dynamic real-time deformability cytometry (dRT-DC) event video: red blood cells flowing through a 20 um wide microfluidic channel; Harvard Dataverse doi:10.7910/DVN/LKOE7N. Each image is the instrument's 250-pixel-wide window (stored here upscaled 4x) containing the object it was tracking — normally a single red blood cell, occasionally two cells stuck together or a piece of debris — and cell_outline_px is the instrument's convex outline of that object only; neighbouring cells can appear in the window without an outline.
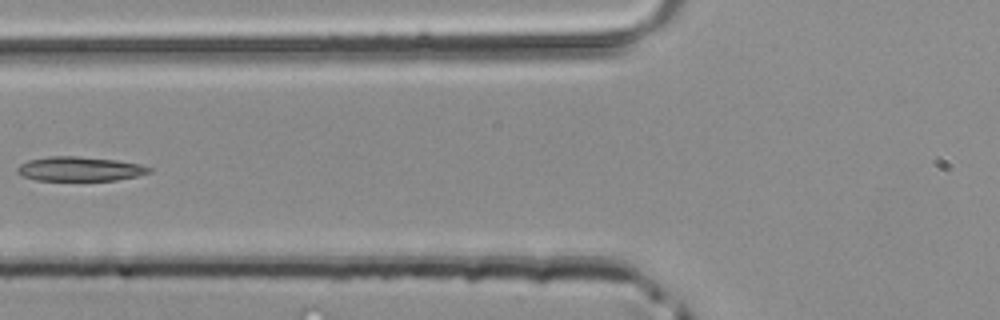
{"species": "common noctule bat (a hibernating species)", "species_latin": "Nyctalus noctula", "temperature_condition": "room temperature", "stored_images_in_passage": 3, "camera_frame_rate_fps": 3000, "um_per_image_px": 0.085, "animal": {"sex": "male", "body_mass_g": 20.4}, "frame": {"image": 1, "passage_image": 3, "time_ms": 0.667, "image_size_px": [1000, 320], "cell_outline_px": [[152, 172], [136, 176], [116, 180], [36, 180], [20, 176], [16, 172], [16, 168], [20, 164], [28, 160], [52, 156], [76, 156], [116, 160], [140, 164], [152, 168]], "centroid_in_image_um": [6.75, 14.36], "position_along_channel_um": 119.0, "area_um2": 18.73}}